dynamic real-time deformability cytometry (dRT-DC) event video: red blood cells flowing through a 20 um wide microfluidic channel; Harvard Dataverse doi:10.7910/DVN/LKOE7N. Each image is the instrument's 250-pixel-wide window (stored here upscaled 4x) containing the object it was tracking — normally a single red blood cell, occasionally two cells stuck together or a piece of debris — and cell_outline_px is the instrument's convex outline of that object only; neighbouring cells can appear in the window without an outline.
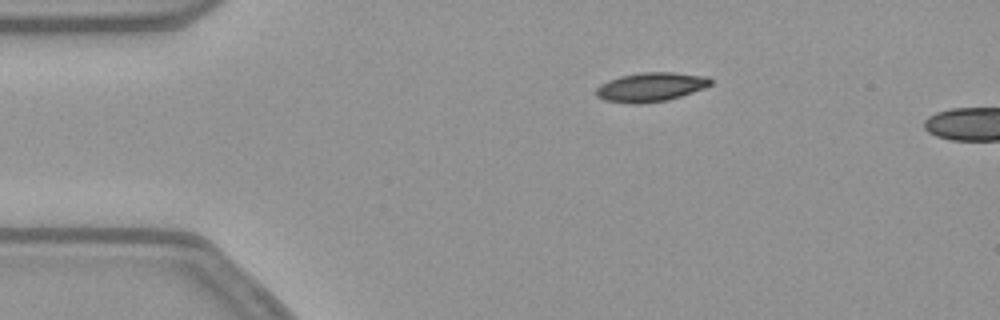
{"species": "common noctule bat (a hibernating species)", "species_latin": "Nyctalus noctula", "temperature_condition": "warm", "stored_images_in_passage": 5, "camera_frame_rate_fps": 3000, "um_per_image_px": 0.085, "animal": {"sex": "female", "body_mass_g": 21.9}, "frame": {"image": 1, "passage_image": 1, "time_ms": 0.0, "image_size_px": [1000, 320], "cell_outline_px": [[712, 84], [704, 88], [668, 100], [640, 104], [632, 104], [604, 100], [596, 96], [596, 88], [600, 84], [608, 80], [620, 76], [640, 72], [672, 72], [708, 76], [712, 80]], "centroid_in_image_um": [55.3, 7.39], "position_along_channel_um": 29.7, "area_um2": 19.54}}